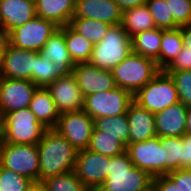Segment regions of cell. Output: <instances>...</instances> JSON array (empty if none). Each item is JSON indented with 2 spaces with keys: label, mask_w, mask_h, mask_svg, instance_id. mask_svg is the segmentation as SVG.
Returning <instances> with one entry per match:
<instances>
[{
  "label": "cell",
  "mask_w": 191,
  "mask_h": 191,
  "mask_svg": "<svg viewBox=\"0 0 191 191\" xmlns=\"http://www.w3.org/2000/svg\"><path fill=\"white\" fill-rule=\"evenodd\" d=\"M30 111L47 129H54L58 123L60 113L46 87H38L29 105Z\"/></svg>",
  "instance_id": "cell-21"
},
{
  "label": "cell",
  "mask_w": 191,
  "mask_h": 191,
  "mask_svg": "<svg viewBox=\"0 0 191 191\" xmlns=\"http://www.w3.org/2000/svg\"><path fill=\"white\" fill-rule=\"evenodd\" d=\"M187 109L182 102L154 114L155 131L159 137H182L186 133Z\"/></svg>",
  "instance_id": "cell-18"
},
{
  "label": "cell",
  "mask_w": 191,
  "mask_h": 191,
  "mask_svg": "<svg viewBox=\"0 0 191 191\" xmlns=\"http://www.w3.org/2000/svg\"><path fill=\"white\" fill-rule=\"evenodd\" d=\"M168 176L179 185L181 191H191V168L171 171Z\"/></svg>",
  "instance_id": "cell-38"
},
{
  "label": "cell",
  "mask_w": 191,
  "mask_h": 191,
  "mask_svg": "<svg viewBox=\"0 0 191 191\" xmlns=\"http://www.w3.org/2000/svg\"><path fill=\"white\" fill-rule=\"evenodd\" d=\"M191 168V133L181 137V169Z\"/></svg>",
  "instance_id": "cell-40"
},
{
  "label": "cell",
  "mask_w": 191,
  "mask_h": 191,
  "mask_svg": "<svg viewBox=\"0 0 191 191\" xmlns=\"http://www.w3.org/2000/svg\"><path fill=\"white\" fill-rule=\"evenodd\" d=\"M33 181L0 166V191H26Z\"/></svg>",
  "instance_id": "cell-35"
},
{
  "label": "cell",
  "mask_w": 191,
  "mask_h": 191,
  "mask_svg": "<svg viewBox=\"0 0 191 191\" xmlns=\"http://www.w3.org/2000/svg\"><path fill=\"white\" fill-rule=\"evenodd\" d=\"M42 182L47 191H90L73 171L48 177Z\"/></svg>",
  "instance_id": "cell-33"
},
{
  "label": "cell",
  "mask_w": 191,
  "mask_h": 191,
  "mask_svg": "<svg viewBox=\"0 0 191 191\" xmlns=\"http://www.w3.org/2000/svg\"><path fill=\"white\" fill-rule=\"evenodd\" d=\"M59 29L53 21L38 16L9 32L10 45L39 52L49 37Z\"/></svg>",
  "instance_id": "cell-9"
},
{
  "label": "cell",
  "mask_w": 191,
  "mask_h": 191,
  "mask_svg": "<svg viewBox=\"0 0 191 191\" xmlns=\"http://www.w3.org/2000/svg\"><path fill=\"white\" fill-rule=\"evenodd\" d=\"M126 151L133 165L146 171L152 178L165 175L164 147L160 145L159 136L128 143Z\"/></svg>",
  "instance_id": "cell-10"
},
{
  "label": "cell",
  "mask_w": 191,
  "mask_h": 191,
  "mask_svg": "<svg viewBox=\"0 0 191 191\" xmlns=\"http://www.w3.org/2000/svg\"><path fill=\"white\" fill-rule=\"evenodd\" d=\"M152 186L156 191H181L168 175L156 176L152 179Z\"/></svg>",
  "instance_id": "cell-41"
},
{
  "label": "cell",
  "mask_w": 191,
  "mask_h": 191,
  "mask_svg": "<svg viewBox=\"0 0 191 191\" xmlns=\"http://www.w3.org/2000/svg\"><path fill=\"white\" fill-rule=\"evenodd\" d=\"M126 117L129 124L128 143L146 141L157 136L154 113L142 108L133 101L129 105Z\"/></svg>",
  "instance_id": "cell-20"
},
{
  "label": "cell",
  "mask_w": 191,
  "mask_h": 191,
  "mask_svg": "<svg viewBox=\"0 0 191 191\" xmlns=\"http://www.w3.org/2000/svg\"><path fill=\"white\" fill-rule=\"evenodd\" d=\"M2 124H3V115H2V112L0 110V135H1V132H2Z\"/></svg>",
  "instance_id": "cell-47"
},
{
  "label": "cell",
  "mask_w": 191,
  "mask_h": 191,
  "mask_svg": "<svg viewBox=\"0 0 191 191\" xmlns=\"http://www.w3.org/2000/svg\"><path fill=\"white\" fill-rule=\"evenodd\" d=\"M145 191H156L155 188L153 186H151L150 188H148L147 190Z\"/></svg>",
  "instance_id": "cell-48"
},
{
  "label": "cell",
  "mask_w": 191,
  "mask_h": 191,
  "mask_svg": "<svg viewBox=\"0 0 191 191\" xmlns=\"http://www.w3.org/2000/svg\"><path fill=\"white\" fill-rule=\"evenodd\" d=\"M26 191H47V188L42 181H35L31 183Z\"/></svg>",
  "instance_id": "cell-45"
},
{
  "label": "cell",
  "mask_w": 191,
  "mask_h": 191,
  "mask_svg": "<svg viewBox=\"0 0 191 191\" xmlns=\"http://www.w3.org/2000/svg\"><path fill=\"white\" fill-rule=\"evenodd\" d=\"M35 4L38 17L59 27L69 25L75 10V0H35Z\"/></svg>",
  "instance_id": "cell-22"
},
{
  "label": "cell",
  "mask_w": 191,
  "mask_h": 191,
  "mask_svg": "<svg viewBox=\"0 0 191 191\" xmlns=\"http://www.w3.org/2000/svg\"><path fill=\"white\" fill-rule=\"evenodd\" d=\"M133 94L118 86L84 97L83 110L92 118H106L126 114L133 102Z\"/></svg>",
  "instance_id": "cell-8"
},
{
  "label": "cell",
  "mask_w": 191,
  "mask_h": 191,
  "mask_svg": "<svg viewBox=\"0 0 191 191\" xmlns=\"http://www.w3.org/2000/svg\"><path fill=\"white\" fill-rule=\"evenodd\" d=\"M185 128H186V133H191V107L187 109Z\"/></svg>",
  "instance_id": "cell-46"
},
{
  "label": "cell",
  "mask_w": 191,
  "mask_h": 191,
  "mask_svg": "<svg viewBox=\"0 0 191 191\" xmlns=\"http://www.w3.org/2000/svg\"><path fill=\"white\" fill-rule=\"evenodd\" d=\"M114 1L118 4L122 12L130 8L144 5L147 2V0H114Z\"/></svg>",
  "instance_id": "cell-43"
},
{
  "label": "cell",
  "mask_w": 191,
  "mask_h": 191,
  "mask_svg": "<svg viewBox=\"0 0 191 191\" xmlns=\"http://www.w3.org/2000/svg\"><path fill=\"white\" fill-rule=\"evenodd\" d=\"M179 28L183 39V48L181 52H191V24L180 26Z\"/></svg>",
  "instance_id": "cell-42"
},
{
  "label": "cell",
  "mask_w": 191,
  "mask_h": 191,
  "mask_svg": "<svg viewBox=\"0 0 191 191\" xmlns=\"http://www.w3.org/2000/svg\"><path fill=\"white\" fill-rule=\"evenodd\" d=\"M109 160V156L89 149L79 150L73 172L90 191H97L106 180Z\"/></svg>",
  "instance_id": "cell-12"
},
{
  "label": "cell",
  "mask_w": 191,
  "mask_h": 191,
  "mask_svg": "<svg viewBox=\"0 0 191 191\" xmlns=\"http://www.w3.org/2000/svg\"><path fill=\"white\" fill-rule=\"evenodd\" d=\"M93 128L94 119L82 109L61 113L54 129L79 151L88 148Z\"/></svg>",
  "instance_id": "cell-11"
},
{
  "label": "cell",
  "mask_w": 191,
  "mask_h": 191,
  "mask_svg": "<svg viewBox=\"0 0 191 191\" xmlns=\"http://www.w3.org/2000/svg\"><path fill=\"white\" fill-rule=\"evenodd\" d=\"M169 8L174 19V29L191 24V0H169Z\"/></svg>",
  "instance_id": "cell-37"
},
{
  "label": "cell",
  "mask_w": 191,
  "mask_h": 191,
  "mask_svg": "<svg viewBox=\"0 0 191 191\" xmlns=\"http://www.w3.org/2000/svg\"><path fill=\"white\" fill-rule=\"evenodd\" d=\"M160 71L154 60L132 52L111 73L116 86L134 95Z\"/></svg>",
  "instance_id": "cell-4"
},
{
  "label": "cell",
  "mask_w": 191,
  "mask_h": 191,
  "mask_svg": "<svg viewBox=\"0 0 191 191\" xmlns=\"http://www.w3.org/2000/svg\"><path fill=\"white\" fill-rule=\"evenodd\" d=\"M36 86L30 80L0 77V110L2 115L29 107Z\"/></svg>",
  "instance_id": "cell-14"
},
{
  "label": "cell",
  "mask_w": 191,
  "mask_h": 191,
  "mask_svg": "<svg viewBox=\"0 0 191 191\" xmlns=\"http://www.w3.org/2000/svg\"><path fill=\"white\" fill-rule=\"evenodd\" d=\"M146 5L156 28L174 29V19L173 15H170L169 0H147Z\"/></svg>",
  "instance_id": "cell-34"
},
{
  "label": "cell",
  "mask_w": 191,
  "mask_h": 191,
  "mask_svg": "<svg viewBox=\"0 0 191 191\" xmlns=\"http://www.w3.org/2000/svg\"><path fill=\"white\" fill-rule=\"evenodd\" d=\"M37 147L39 181L74 170L78 150L55 129H47Z\"/></svg>",
  "instance_id": "cell-1"
},
{
  "label": "cell",
  "mask_w": 191,
  "mask_h": 191,
  "mask_svg": "<svg viewBox=\"0 0 191 191\" xmlns=\"http://www.w3.org/2000/svg\"><path fill=\"white\" fill-rule=\"evenodd\" d=\"M10 44L9 32L0 24V59Z\"/></svg>",
  "instance_id": "cell-44"
},
{
  "label": "cell",
  "mask_w": 191,
  "mask_h": 191,
  "mask_svg": "<svg viewBox=\"0 0 191 191\" xmlns=\"http://www.w3.org/2000/svg\"><path fill=\"white\" fill-rule=\"evenodd\" d=\"M164 147L165 175L181 169V137H159Z\"/></svg>",
  "instance_id": "cell-32"
},
{
  "label": "cell",
  "mask_w": 191,
  "mask_h": 191,
  "mask_svg": "<svg viewBox=\"0 0 191 191\" xmlns=\"http://www.w3.org/2000/svg\"><path fill=\"white\" fill-rule=\"evenodd\" d=\"M152 179L133 165L126 151L110 157L106 180L97 191H145L152 186Z\"/></svg>",
  "instance_id": "cell-2"
},
{
  "label": "cell",
  "mask_w": 191,
  "mask_h": 191,
  "mask_svg": "<svg viewBox=\"0 0 191 191\" xmlns=\"http://www.w3.org/2000/svg\"><path fill=\"white\" fill-rule=\"evenodd\" d=\"M46 88L50 92L57 111L60 114L83 109L84 96L72 72L57 78L51 84L47 85Z\"/></svg>",
  "instance_id": "cell-15"
},
{
  "label": "cell",
  "mask_w": 191,
  "mask_h": 191,
  "mask_svg": "<svg viewBox=\"0 0 191 191\" xmlns=\"http://www.w3.org/2000/svg\"><path fill=\"white\" fill-rule=\"evenodd\" d=\"M47 130L29 107L3 115L0 141L11 144L37 145Z\"/></svg>",
  "instance_id": "cell-3"
},
{
  "label": "cell",
  "mask_w": 191,
  "mask_h": 191,
  "mask_svg": "<svg viewBox=\"0 0 191 191\" xmlns=\"http://www.w3.org/2000/svg\"><path fill=\"white\" fill-rule=\"evenodd\" d=\"M121 25L130 38L140 32L156 28L146 4L124 10Z\"/></svg>",
  "instance_id": "cell-24"
},
{
  "label": "cell",
  "mask_w": 191,
  "mask_h": 191,
  "mask_svg": "<svg viewBox=\"0 0 191 191\" xmlns=\"http://www.w3.org/2000/svg\"><path fill=\"white\" fill-rule=\"evenodd\" d=\"M39 53L49 61H52L55 65L62 67L68 74L72 72L76 65L66 48L64 26L59 27V29L49 37Z\"/></svg>",
  "instance_id": "cell-23"
},
{
  "label": "cell",
  "mask_w": 191,
  "mask_h": 191,
  "mask_svg": "<svg viewBox=\"0 0 191 191\" xmlns=\"http://www.w3.org/2000/svg\"><path fill=\"white\" fill-rule=\"evenodd\" d=\"M72 73L84 97L116 87L110 70L100 69L89 62L76 63Z\"/></svg>",
  "instance_id": "cell-16"
},
{
  "label": "cell",
  "mask_w": 191,
  "mask_h": 191,
  "mask_svg": "<svg viewBox=\"0 0 191 191\" xmlns=\"http://www.w3.org/2000/svg\"><path fill=\"white\" fill-rule=\"evenodd\" d=\"M126 145L106 131L93 128L87 149L105 156L113 157L126 152Z\"/></svg>",
  "instance_id": "cell-28"
},
{
  "label": "cell",
  "mask_w": 191,
  "mask_h": 191,
  "mask_svg": "<svg viewBox=\"0 0 191 191\" xmlns=\"http://www.w3.org/2000/svg\"><path fill=\"white\" fill-rule=\"evenodd\" d=\"M132 53V39L121 24L111 26L101 42L94 45L89 63L112 70Z\"/></svg>",
  "instance_id": "cell-5"
},
{
  "label": "cell",
  "mask_w": 191,
  "mask_h": 191,
  "mask_svg": "<svg viewBox=\"0 0 191 191\" xmlns=\"http://www.w3.org/2000/svg\"><path fill=\"white\" fill-rule=\"evenodd\" d=\"M94 127L106 131L108 134L117 137L126 146L128 145L129 124L126 114L95 119Z\"/></svg>",
  "instance_id": "cell-31"
},
{
  "label": "cell",
  "mask_w": 191,
  "mask_h": 191,
  "mask_svg": "<svg viewBox=\"0 0 191 191\" xmlns=\"http://www.w3.org/2000/svg\"><path fill=\"white\" fill-rule=\"evenodd\" d=\"M72 18L95 19L115 26L122 22V11L114 0H75Z\"/></svg>",
  "instance_id": "cell-17"
},
{
  "label": "cell",
  "mask_w": 191,
  "mask_h": 191,
  "mask_svg": "<svg viewBox=\"0 0 191 191\" xmlns=\"http://www.w3.org/2000/svg\"><path fill=\"white\" fill-rule=\"evenodd\" d=\"M133 100L154 114L180 102L173 79L163 70L138 90L133 95Z\"/></svg>",
  "instance_id": "cell-6"
},
{
  "label": "cell",
  "mask_w": 191,
  "mask_h": 191,
  "mask_svg": "<svg viewBox=\"0 0 191 191\" xmlns=\"http://www.w3.org/2000/svg\"><path fill=\"white\" fill-rule=\"evenodd\" d=\"M0 166L39 181V154L37 145L11 144L0 141Z\"/></svg>",
  "instance_id": "cell-7"
},
{
  "label": "cell",
  "mask_w": 191,
  "mask_h": 191,
  "mask_svg": "<svg viewBox=\"0 0 191 191\" xmlns=\"http://www.w3.org/2000/svg\"><path fill=\"white\" fill-rule=\"evenodd\" d=\"M67 74L62 67L41 56L39 52L35 54L34 84L36 86L46 87L57 78Z\"/></svg>",
  "instance_id": "cell-30"
},
{
  "label": "cell",
  "mask_w": 191,
  "mask_h": 191,
  "mask_svg": "<svg viewBox=\"0 0 191 191\" xmlns=\"http://www.w3.org/2000/svg\"><path fill=\"white\" fill-rule=\"evenodd\" d=\"M163 29L154 28L133 36L132 52L156 61L160 55Z\"/></svg>",
  "instance_id": "cell-25"
},
{
  "label": "cell",
  "mask_w": 191,
  "mask_h": 191,
  "mask_svg": "<svg viewBox=\"0 0 191 191\" xmlns=\"http://www.w3.org/2000/svg\"><path fill=\"white\" fill-rule=\"evenodd\" d=\"M173 79L180 102L191 107V71H164Z\"/></svg>",
  "instance_id": "cell-36"
},
{
  "label": "cell",
  "mask_w": 191,
  "mask_h": 191,
  "mask_svg": "<svg viewBox=\"0 0 191 191\" xmlns=\"http://www.w3.org/2000/svg\"><path fill=\"white\" fill-rule=\"evenodd\" d=\"M163 71H191V52H180Z\"/></svg>",
  "instance_id": "cell-39"
},
{
  "label": "cell",
  "mask_w": 191,
  "mask_h": 191,
  "mask_svg": "<svg viewBox=\"0 0 191 191\" xmlns=\"http://www.w3.org/2000/svg\"><path fill=\"white\" fill-rule=\"evenodd\" d=\"M36 51L16 48L9 44L0 59V77L30 80L34 83Z\"/></svg>",
  "instance_id": "cell-13"
},
{
  "label": "cell",
  "mask_w": 191,
  "mask_h": 191,
  "mask_svg": "<svg viewBox=\"0 0 191 191\" xmlns=\"http://www.w3.org/2000/svg\"><path fill=\"white\" fill-rule=\"evenodd\" d=\"M183 48V39L180 28L163 29L160 55L155 61L160 70H164L181 52Z\"/></svg>",
  "instance_id": "cell-26"
},
{
  "label": "cell",
  "mask_w": 191,
  "mask_h": 191,
  "mask_svg": "<svg viewBox=\"0 0 191 191\" xmlns=\"http://www.w3.org/2000/svg\"><path fill=\"white\" fill-rule=\"evenodd\" d=\"M69 26L78 34L85 37L93 45L101 42L111 27L106 22L87 18H72Z\"/></svg>",
  "instance_id": "cell-29"
},
{
  "label": "cell",
  "mask_w": 191,
  "mask_h": 191,
  "mask_svg": "<svg viewBox=\"0 0 191 191\" xmlns=\"http://www.w3.org/2000/svg\"><path fill=\"white\" fill-rule=\"evenodd\" d=\"M66 48L73 62H89L94 45L82 35L75 32L69 25L64 26Z\"/></svg>",
  "instance_id": "cell-27"
},
{
  "label": "cell",
  "mask_w": 191,
  "mask_h": 191,
  "mask_svg": "<svg viewBox=\"0 0 191 191\" xmlns=\"http://www.w3.org/2000/svg\"><path fill=\"white\" fill-rule=\"evenodd\" d=\"M36 16L35 0H0V24L8 32Z\"/></svg>",
  "instance_id": "cell-19"
}]
</instances>
